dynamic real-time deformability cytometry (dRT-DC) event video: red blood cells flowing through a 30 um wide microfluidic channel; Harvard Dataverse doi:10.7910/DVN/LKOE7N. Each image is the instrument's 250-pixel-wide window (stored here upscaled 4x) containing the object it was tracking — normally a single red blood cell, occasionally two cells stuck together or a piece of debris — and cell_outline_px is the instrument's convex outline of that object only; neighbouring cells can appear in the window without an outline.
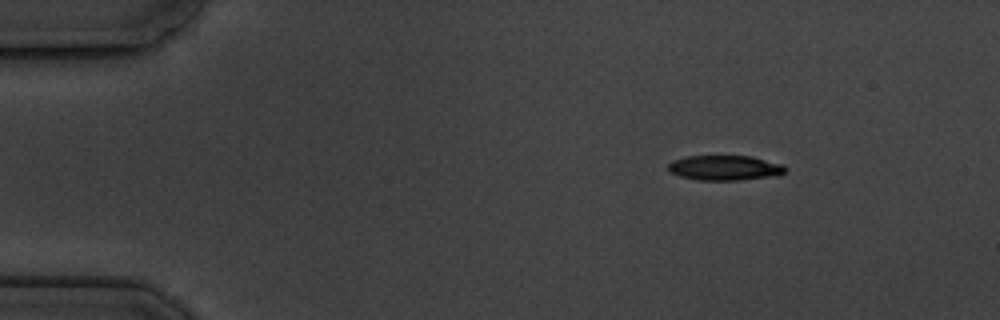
{"species": "common noctule bat (a hibernating species)", "species_latin": "Nyctalus noctula", "temperature_condition": "cold", "stored_images_in_passage": 5, "camera_frame_rate_fps": 3000, "um_per_image_px": 0.085, "animal": {"sex": "male", "body_mass_g": 19.5, "forearm_length_mm": 54.6}, "frame": {"image": 1, "passage_image": 1, "time_ms": 0.0, "image_size_px": [1000, 320], "cell_outline_px": [[784, 172], [780, 176], [740, 180], [700, 180], [680, 176], [672, 172], [668, 168], [668, 164], [672, 160], [688, 156], [752, 156], [784, 164]], "centroid_in_image_um": [61.66, 14.26], "position_along_channel_um": 23.3, "area_um2": 17.11}}
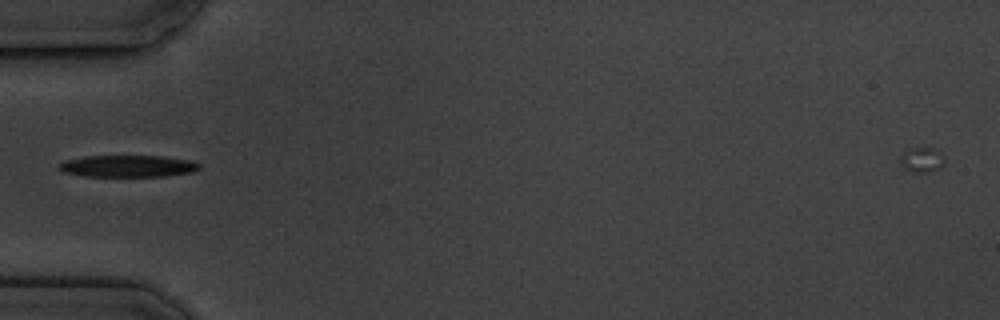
{"frame": {"image": 2, "passage_image": 4, "time_ms": 3.667, "image_size_px": [1000, 320], "cell_outline_px": [[200, 168], [192, 172], [164, 176], [88, 176], [64, 172], [56, 164], [64, 160], [88, 156], [160, 156], [188, 160], [200, 164]], "centroid_in_image_um": [10.85, 14.11], "position_along_channel_um": 74.2, "area_um2": 17.63}}